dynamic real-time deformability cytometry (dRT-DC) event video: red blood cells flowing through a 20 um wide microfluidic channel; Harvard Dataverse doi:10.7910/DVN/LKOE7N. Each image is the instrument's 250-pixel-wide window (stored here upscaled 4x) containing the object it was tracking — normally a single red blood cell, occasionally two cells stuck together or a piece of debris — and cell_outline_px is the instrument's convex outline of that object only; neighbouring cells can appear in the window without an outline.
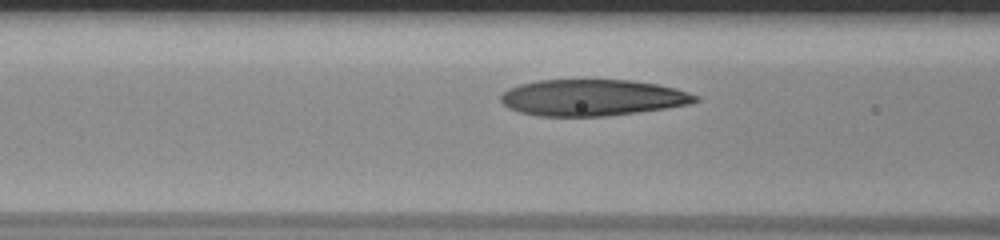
{"species": "human", "species_latin": "Homo sapiens", "temperature_condition": "room temperature", "stored_images_in_passage": 12, "camera_frame_rate_fps": 3000, "um_per_image_px": 0.085, "donor": {"sex": "male"}, "frame": {"image": 1, "passage_image": 6, "time_ms": 1.667, "image_size_px": [1000, 240], "cell_outline_px": [[700, 100], [688, 104], [664, 108], [636, 112], [604, 116], [536, 116], [520, 112], [508, 108], [500, 100], [500, 96], [508, 88], [520, 84], [540, 80], [632, 80], [656, 84], [676, 88], [700, 96]], "centroid_in_image_um": [50.34, 8.29], "position_along_channel_um": 116.3, "area_um2": 41.15}}
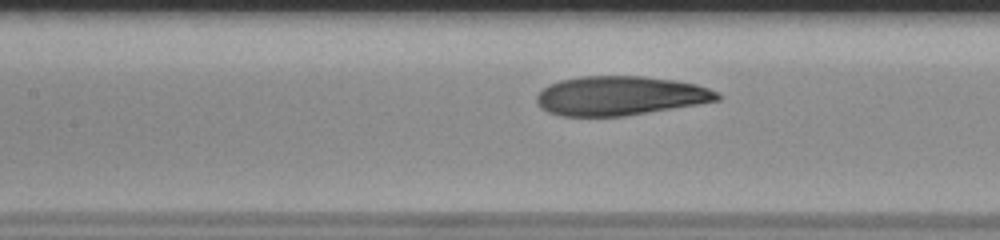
{"frame": {"image": 2, "passage_image": 9, "time_ms": 2.667, "image_size_px": [1000, 240], "cell_outline_px": [[720, 100], [624, 116], [560, 116], [548, 112], [540, 108], [536, 104], [536, 96], [548, 84], [560, 80], [584, 76], [644, 76], [676, 80], [696, 84], [708, 88], [716, 92], [720, 96]], "centroid_in_image_um": [52.66, 8.14], "position_along_channel_um": 154.7, "area_um2": 41.21}}